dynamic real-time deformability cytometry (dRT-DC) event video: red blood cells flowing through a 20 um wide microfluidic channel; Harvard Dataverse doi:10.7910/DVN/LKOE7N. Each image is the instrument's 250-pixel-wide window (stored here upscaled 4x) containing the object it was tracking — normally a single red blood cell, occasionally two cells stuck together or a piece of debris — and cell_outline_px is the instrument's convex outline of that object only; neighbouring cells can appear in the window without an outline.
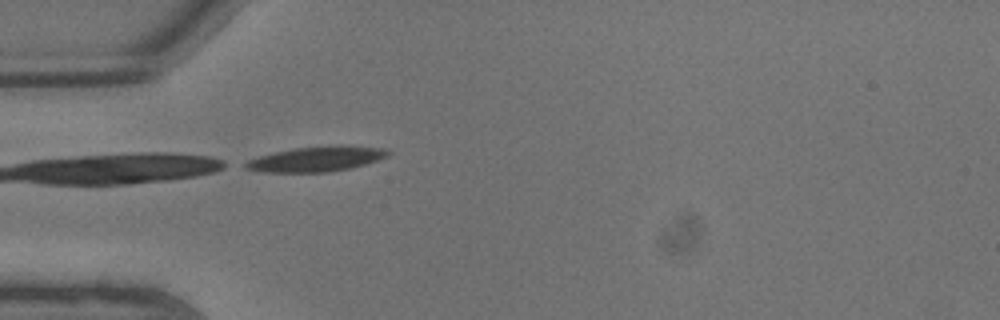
{"species": "common noctule bat (a hibernating species)", "species_latin": "Nyctalus noctula", "temperature_condition": "warm", "stored_images_in_passage": 6, "camera_frame_rate_fps": 3000, "um_per_image_px": 0.085, "animal": {"sex": "male", "body_mass_g": 13.3}, "frame": {"image": 1, "passage_image": 6, "time_ms": 1.667, "image_size_px": [1000, 320], "cell_outline_px": [[392, 152], [388, 156], [352, 168], [328, 172], [264, 172], [244, 168], [240, 164], [248, 160], [260, 156], [276, 152], [296, 148], [340, 144], [388, 148]], "centroid_in_image_um": [26.94, 13.5], "position_along_channel_um": 58.1, "area_um2": 21.04}}